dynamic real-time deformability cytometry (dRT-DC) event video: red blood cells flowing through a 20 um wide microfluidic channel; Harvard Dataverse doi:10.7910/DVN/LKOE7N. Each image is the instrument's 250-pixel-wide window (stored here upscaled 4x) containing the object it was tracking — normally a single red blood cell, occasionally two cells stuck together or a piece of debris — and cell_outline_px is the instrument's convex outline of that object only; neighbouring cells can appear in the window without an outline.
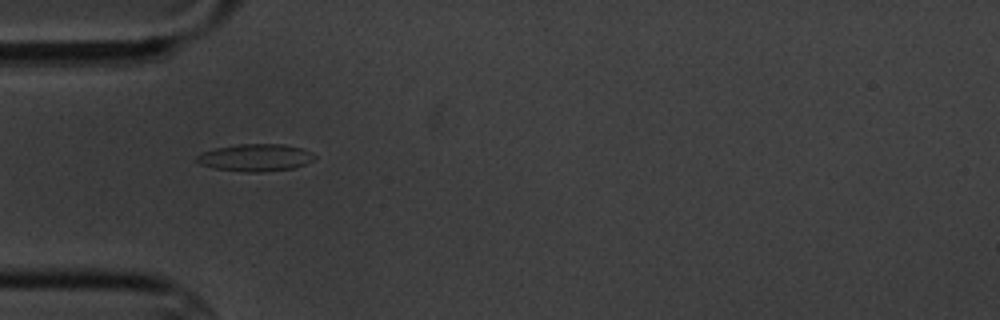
{"species": "common noctule bat (a hibernating species)", "species_latin": "Nyctalus noctula", "temperature_condition": "cold", "stored_images_in_passage": 6, "camera_frame_rate_fps": 3000, "um_per_image_px": 0.085, "animal": {"sex": "male", "body_mass_g": 20.1, "forearm_length_mm": 53.5}, "frame": {"image": 1, "passage_image": 5, "time_ms": 5.0, "image_size_px": [1000, 320], "cell_outline_px": [[316, 156], [312, 160], [304, 164], [292, 168], [260, 172], [248, 172], [212, 168], [200, 164], [192, 160], [200, 152], [216, 148], [236, 144], [284, 144], [304, 148], [312, 152]], "centroid_in_image_um": [21.66, 13.38], "position_along_channel_um": 63.3, "area_um2": 18.9}}